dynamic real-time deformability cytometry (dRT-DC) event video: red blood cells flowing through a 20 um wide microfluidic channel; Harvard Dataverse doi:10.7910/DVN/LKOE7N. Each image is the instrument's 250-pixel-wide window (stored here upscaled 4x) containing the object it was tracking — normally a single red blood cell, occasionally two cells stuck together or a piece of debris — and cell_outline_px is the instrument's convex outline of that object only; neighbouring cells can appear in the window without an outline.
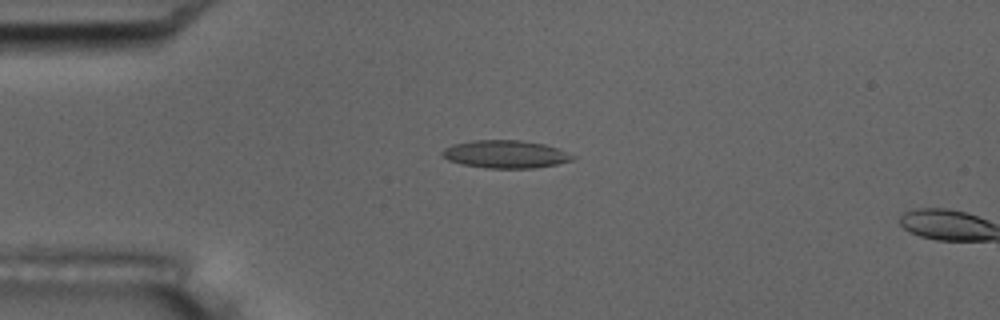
{"species": "common noctule bat (a hibernating species)", "species_latin": "Nyctalus noctula", "temperature_condition": "room temperature", "stored_images_in_passage": 15, "camera_frame_rate_fps": 3000, "um_per_image_px": 0.085, "animal": {"sex": "male", "body_mass_g": 17.5, "forearm_length_mm": 52.3}, "frame": {"image": 1, "passage_image": 13, "time_ms": 4.0, "image_size_px": [1000, 320], "cell_outline_px": [[576, 156], [572, 160], [556, 164], [536, 168], [484, 168], [460, 164], [448, 160], [440, 152], [444, 148], [452, 144], [472, 140], [520, 140], [544, 144], [556, 148]], "centroid_in_image_um": [42.92, 13.11], "position_along_channel_um": 42.1, "area_um2": 21.15}}